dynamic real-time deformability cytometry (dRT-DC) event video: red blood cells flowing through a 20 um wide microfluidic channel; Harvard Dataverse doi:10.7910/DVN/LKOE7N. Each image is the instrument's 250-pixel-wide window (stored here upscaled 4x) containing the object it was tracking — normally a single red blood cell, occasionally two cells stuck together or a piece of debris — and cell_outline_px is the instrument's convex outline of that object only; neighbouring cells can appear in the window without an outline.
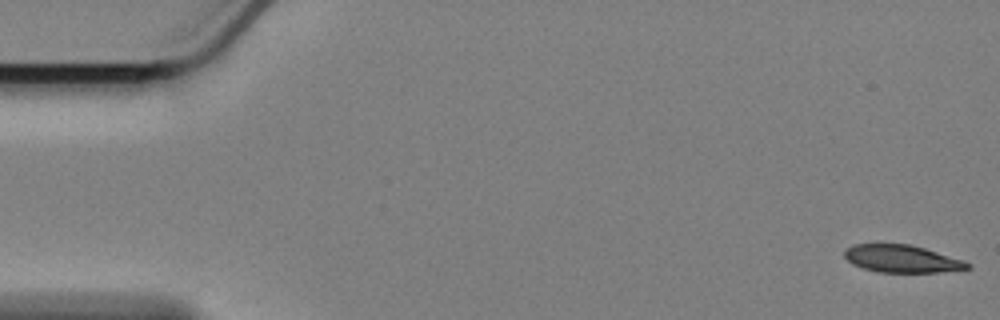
{"species": "Egyptian fruit bat (a non-hibernating species)", "species_latin": "Rousettus aegyptiacus", "temperature_condition": "cold", "stored_images_in_passage": 58, "camera_frame_rate_fps": 3000, "um_per_image_px": 0.085, "animal": {"sex": "female"}, "frame": {"image": 1, "passage_image": 1, "time_ms": 0.0, "image_size_px": [1000, 320], "cell_outline_px": [[972, 268], [936, 272], [876, 272], [852, 264], [844, 256], [844, 248], [852, 244], [908, 244], [924, 248], [964, 260], [972, 264]], "centroid_in_image_um": [76.64, 21.99], "position_along_channel_um": 8.4, "area_um2": 19.71}}
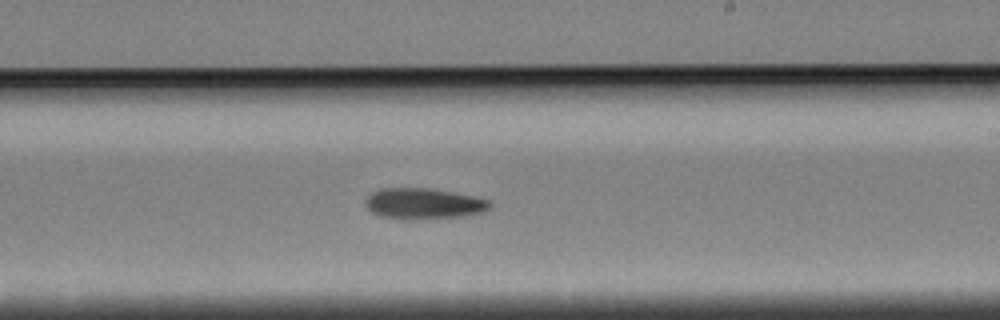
{"frame": {"image": 2, "passage_image": 34, "time_ms": 11.0, "image_size_px": [1000, 320], "cell_outline_px": [[492, 208], [484, 212], [464, 216], [424, 220], [404, 220], [380, 216], [372, 212], [364, 204], [364, 200], [372, 192], [380, 188], [428, 188], [452, 192], [492, 200]], "centroid_in_image_um": [36.03, 17.33], "position_along_channel_um": 253.0, "area_um2": 22.95}}
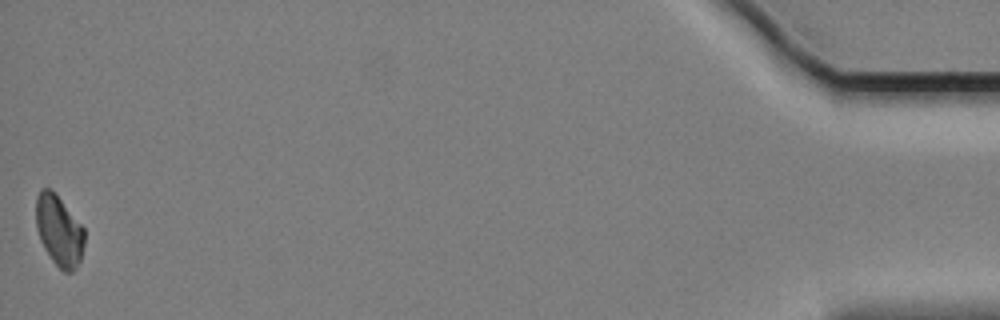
{"frame": {"image": 3, "passage_image": 58, "time_ms": 19.0, "image_size_px": [1000, 320], "cell_outline_px": [[84, 244], [80, 260], [76, 268], [72, 272], [64, 272], [52, 260], [44, 248], [40, 240], [36, 228], [36, 196], [40, 188], [52, 188], [56, 192], [84, 228]], "centroid_in_image_um": [5.0, 19.56], "position_along_channel_um": 430.2, "area_um2": 20.17}, "authors_computed_cell_mechanics": {"area_um2": 21.7328, "velocity_mm_per_s": 3.3879, "shape_relaxation_time_tau1_ms": 3.3378, "shape_relaxation_time_tau2_ms": null, "deformation_change_tau1": 0.1095, "deformation_change_tau2": null}}